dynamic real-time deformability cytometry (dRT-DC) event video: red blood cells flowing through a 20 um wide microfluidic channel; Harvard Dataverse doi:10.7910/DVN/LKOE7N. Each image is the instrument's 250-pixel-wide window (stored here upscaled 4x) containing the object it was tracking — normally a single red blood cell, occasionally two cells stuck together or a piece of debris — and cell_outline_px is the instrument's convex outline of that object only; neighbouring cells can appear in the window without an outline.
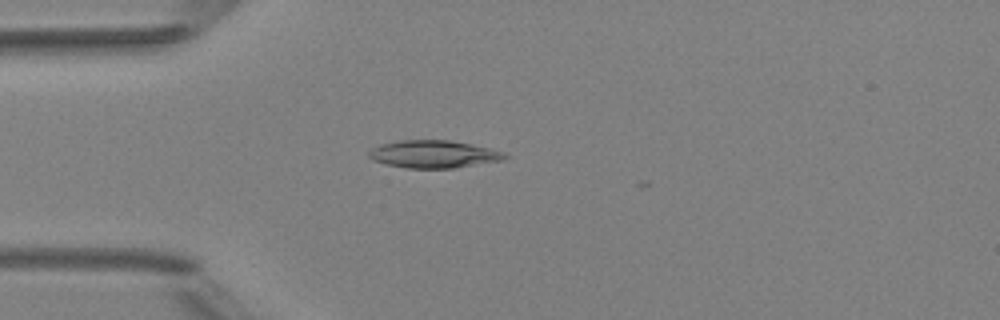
{"species": "Egyptian fruit bat (a non-hibernating species)", "species_latin": "Rousettus aegyptiacus", "temperature_condition": "room temperature", "stored_images_in_passage": 13, "camera_frame_rate_fps": 3000, "um_per_image_px": 0.085, "animal": {"sex": "female"}, "frame": {"image": 1, "passage_image": 2, "time_ms": 0.333, "image_size_px": [1000, 320], "cell_outline_px": [[508, 156], [504, 160], [452, 168], [408, 168], [384, 164], [372, 160], [368, 156], [368, 152], [372, 148], [380, 144], [400, 140], [452, 140], [472, 144], [504, 152]], "centroid_in_image_um": [36.83, 13.1], "position_along_channel_um": 48.2, "area_um2": 21.91}}
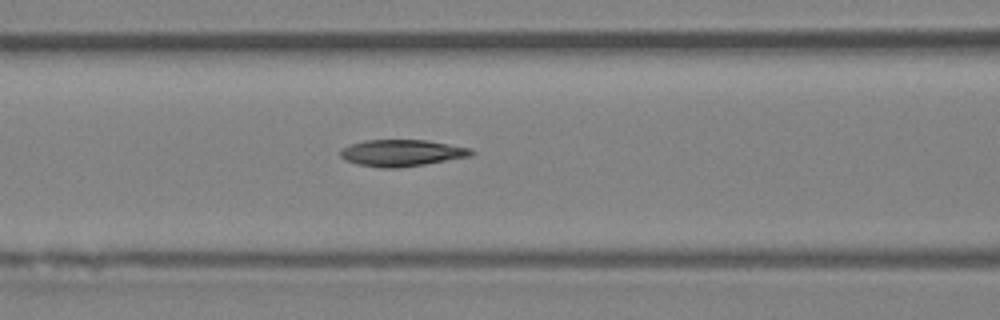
{"frame": {"image": 2, "passage_image": 9, "time_ms": 2.667, "image_size_px": [1000, 320], "cell_outline_px": [[476, 152], [472, 156], [424, 164], [396, 168], [380, 168], [356, 164], [344, 160], [340, 156], [340, 148], [364, 140], [424, 140], [472, 148]], "centroid_in_image_um": [34.14, 13.0], "position_along_channel_um": 132.5, "area_um2": 20.4}}
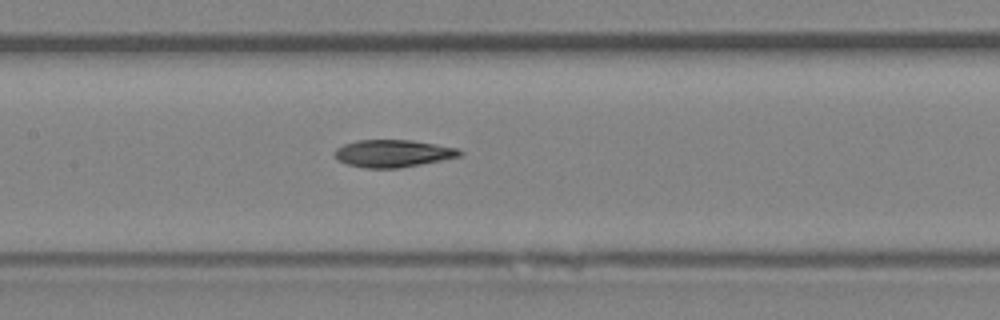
{"frame": {"image": 3, "passage_image": 12, "time_ms": 3.667, "image_size_px": [1000, 320], "cell_outline_px": [[464, 152], [460, 156], [400, 168], [364, 168], [348, 164], [336, 160], [336, 148], [344, 144], [356, 140], [412, 140], [436, 144], [456, 148]], "centroid_in_image_um": [33.39, 13.04], "position_along_channel_um": 174.0, "area_um2": 19.83}}